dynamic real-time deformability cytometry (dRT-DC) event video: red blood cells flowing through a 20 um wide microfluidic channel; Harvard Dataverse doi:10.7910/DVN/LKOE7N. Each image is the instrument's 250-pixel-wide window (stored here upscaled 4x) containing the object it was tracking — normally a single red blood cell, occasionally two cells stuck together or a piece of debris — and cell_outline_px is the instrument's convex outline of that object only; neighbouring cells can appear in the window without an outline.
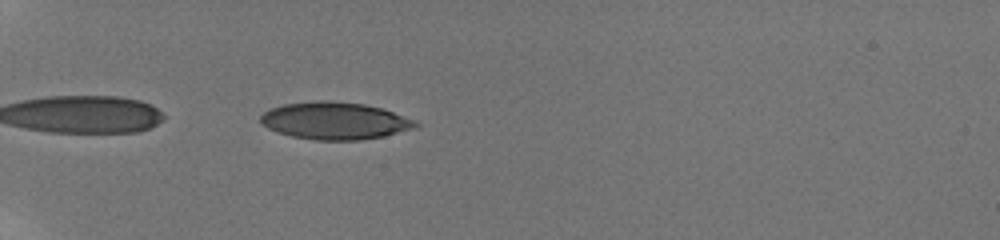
{"species": "human", "species_latin": "Homo sapiens", "temperature_condition": "room temperature", "stored_images_in_passage": 8, "camera_frame_rate_fps": 3000, "um_per_image_px": 0.085, "donor": {"sex": "male"}, "frame": {"image": 1, "passage_image": 5, "time_ms": 0.667, "image_size_px": [1000, 240], "cell_outline_px": [[420, 124], [416, 128], [384, 136], [360, 140], [316, 140], [292, 136], [276, 132], [260, 124], [260, 116], [268, 108], [284, 104], [316, 100], [324, 100], [364, 104], [380, 108], [416, 120]], "centroid_in_image_um": [28.43, 10.27], "position_along_channel_um": 56.6, "area_um2": 33.81}}